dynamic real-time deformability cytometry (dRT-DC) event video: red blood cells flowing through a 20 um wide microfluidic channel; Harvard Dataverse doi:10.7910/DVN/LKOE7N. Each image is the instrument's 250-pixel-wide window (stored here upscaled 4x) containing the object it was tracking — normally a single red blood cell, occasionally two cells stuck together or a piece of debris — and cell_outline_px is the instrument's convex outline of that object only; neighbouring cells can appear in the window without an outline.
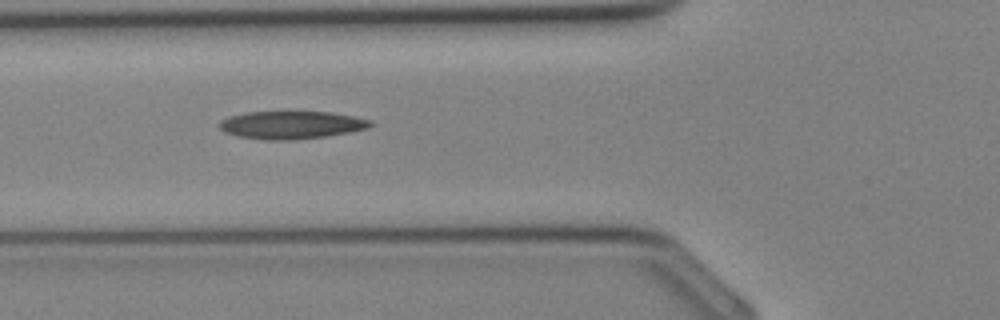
{"species": "Egyptian fruit bat (a non-hibernating species)", "species_latin": "Rousettus aegyptiacus", "temperature_condition": "cold", "stored_images_in_passage": 33, "camera_frame_rate_fps": 3000, "um_per_image_px": 0.085, "animal": {"sex": "female"}, "frame": {"image": 1, "passage_image": 12, "time_ms": 3.667, "image_size_px": [1000, 320], "cell_outline_px": [[372, 124], [368, 128], [348, 132], [324, 136], [292, 140], [264, 140], [236, 136], [224, 132], [216, 124], [220, 120], [228, 116], [244, 112], [328, 112], [352, 116], [372, 120]], "centroid_in_image_um": [24.68, 10.62], "position_along_channel_um": 101.1, "area_um2": 24.51}}
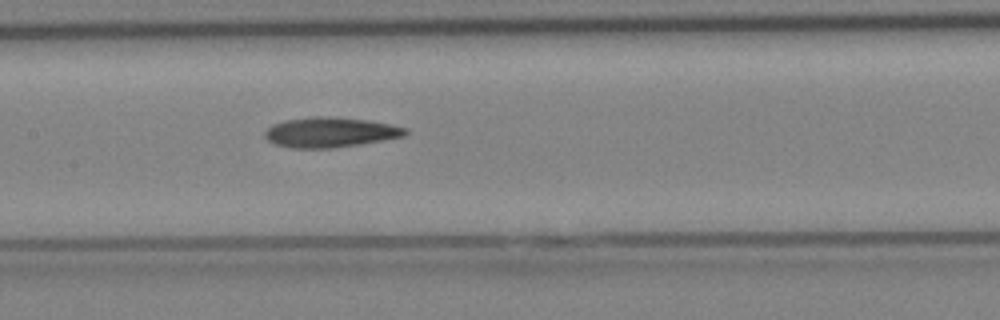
{"frame": {"image": 2, "passage_image": 16, "time_ms": 5.0, "image_size_px": [1000, 320], "cell_outline_px": [[408, 132], [404, 136], [360, 144], [332, 148], [292, 148], [276, 144], [268, 140], [264, 136], [264, 132], [272, 124], [284, 120], [316, 116], [332, 116], [364, 120], [392, 124], [408, 128]], "centroid_in_image_um": [28.06, 11.24], "position_along_channel_um": 179.3, "area_um2": 24.57}}
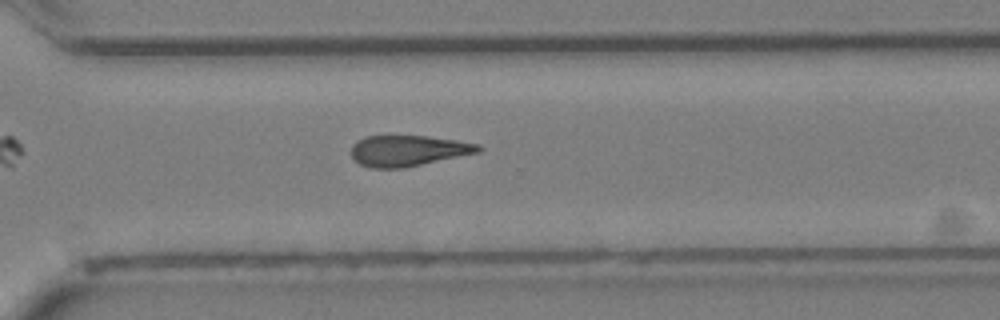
{"frame": {"image": 3, "passage_image": 24, "time_ms": 7.667, "image_size_px": [1000, 320], "cell_outline_px": [[484, 148], [480, 152], [404, 168], [372, 168], [360, 164], [352, 156], [352, 144], [356, 140], [364, 136], [428, 136], [456, 140], [480, 144]], "centroid_in_image_um": [34.71, 12.8], "position_along_channel_um": 335.9, "area_um2": 22.95}}